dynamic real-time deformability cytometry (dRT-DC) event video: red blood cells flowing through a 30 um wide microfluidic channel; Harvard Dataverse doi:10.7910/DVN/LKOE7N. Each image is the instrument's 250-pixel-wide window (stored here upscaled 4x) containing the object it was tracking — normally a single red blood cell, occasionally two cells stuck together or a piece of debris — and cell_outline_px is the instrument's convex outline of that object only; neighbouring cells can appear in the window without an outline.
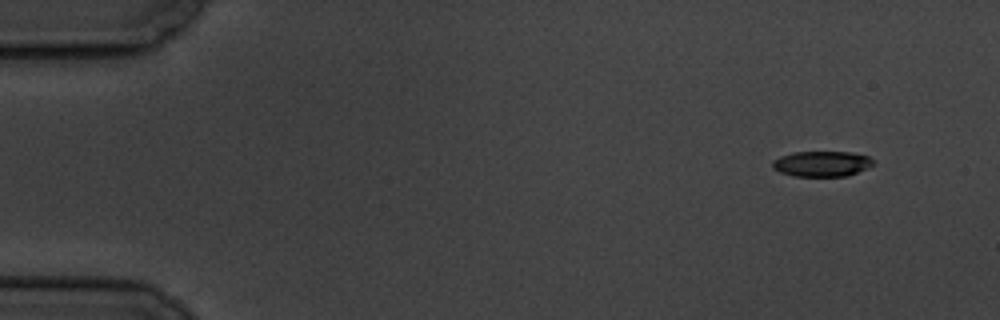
{"species": "common noctule bat (a hibernating species)", "species_latin": "Nyctalus noctula", "temperature_condition": "cold", "stored_images_in_passage": 5, "camera_frame_rate_fps": 3000, "um_per_image_px": 0.085, "animal": {"sex": "male", "body_mass_g": 19.5, "forearm_length_mm": 54.6}, "frame": {"image": 1, "passage_image": 1, "time_ms": 0.0, "image_size_px": [1000, 320], "cell_outline_px": [[876, 160], [872, 164], [848, 176], [796, 176], [780, 172], [772, 168], [772, 160], [780, 156], [792, 152], [852, 152], [868, 156]], "centroid_in_image_um": [69.82, 13.91], "position_along_channel_um": 15.2, "area_um2": 14.91}}
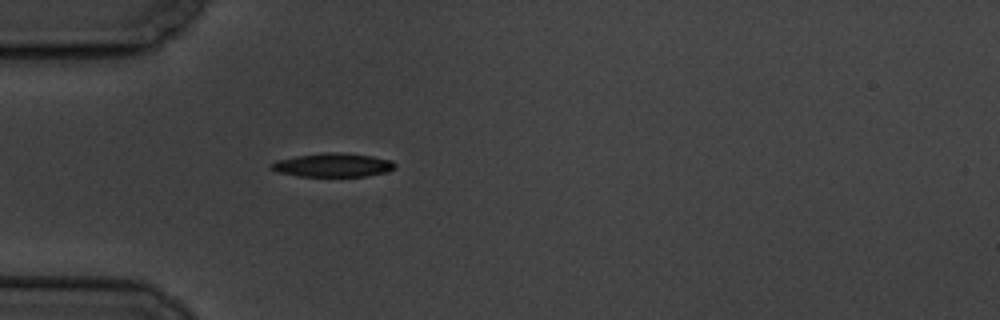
{"frame": {"image": 2, "passage_image": 5, "time_ms": 4.333, "image_size_px": [1000, 320], "cell_outline_px": [[396, 168], [388, 172], [368, 176], [296, 176], [276, 172], [268, 168], [268, 164], [276, 160], [296, 156], [324, 152], [340, 152], [372, 156], [392, 160], [396, 164]], "centroid_in_image_um": [28.27, 14.03], "position_along_channel_um": 56.7, "area_um2": 17.46}}